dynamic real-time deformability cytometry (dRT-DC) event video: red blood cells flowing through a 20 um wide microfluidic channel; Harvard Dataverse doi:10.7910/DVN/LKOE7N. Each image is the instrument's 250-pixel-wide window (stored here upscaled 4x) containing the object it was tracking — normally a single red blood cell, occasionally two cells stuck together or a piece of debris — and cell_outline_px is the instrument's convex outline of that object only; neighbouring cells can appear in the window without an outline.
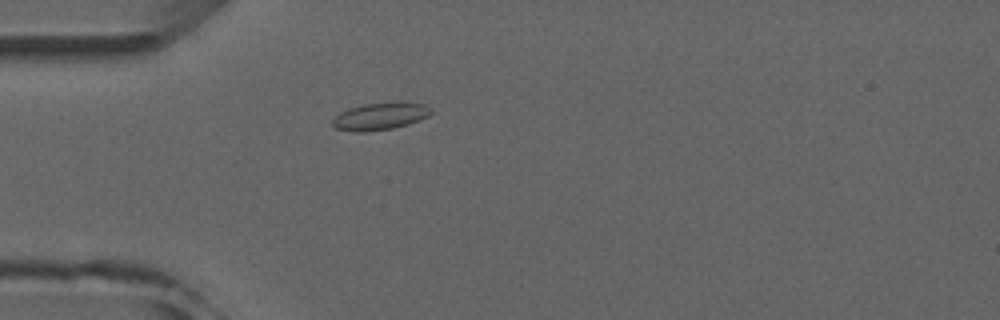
{"species": "common noctule bat (a hibernating species)", "species_latin": "Nyctalus noctula", "temperature_condition": "room temperature", "stored_images_in_passage": 3, "camera_frame_rate_fps": 3000, "um_per_image_px": 0.085, "animal": {"sex": "male", "forearm_length_mm": 52.5}, "frame": {"image": 1, "passage_image": 3, "time_ms": 3.0, "image_size_px": [1000, 320], "cell_outline_px": [[432, 112], [428, 116], [420, 120], [408, 124], [392, 128], [364, 132], [352, 132], [336, 128], [332, 124], [332, 120], [340, 112], [348, 108], [364, 104], [396, 100], [400, 100], [424, 104], [432, 108]], "centroid_in_image_um": [32.34, 9.85], "position_along_channel_um": 52.7, "area_um2": 16.07}}